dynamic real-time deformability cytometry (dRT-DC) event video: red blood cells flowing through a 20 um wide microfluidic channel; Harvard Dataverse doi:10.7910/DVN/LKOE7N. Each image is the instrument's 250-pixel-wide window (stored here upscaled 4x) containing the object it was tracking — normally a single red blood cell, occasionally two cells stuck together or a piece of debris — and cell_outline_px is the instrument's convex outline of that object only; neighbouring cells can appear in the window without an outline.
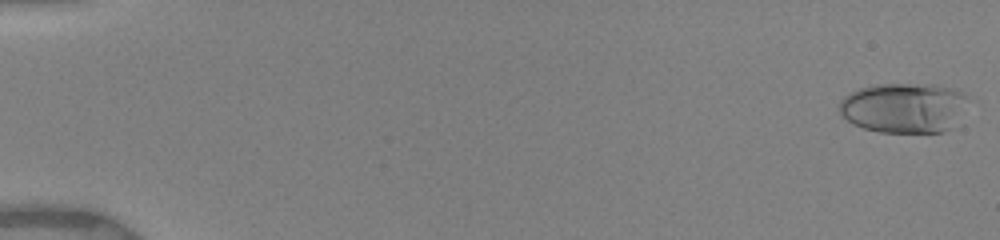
{"species": "human", "species_latin": "Homo sapiens", "temperature_condition": "warm", "stored_images_in_passage": 16, "camera_frame_rate_fps": 3000, "um_per_image_px": 0.085, "donor": {"sex": "female"}, "frame": {"image": 1, "passage_image": 1, "time_ms": 0.0, "image_size_px": [1000, 240], "cell_outline_px": [[968, 96], [952, 128], [944, 132], [880, 132], [864, 128], [852, 124], [840, 112], [840, 100], [844, 96], [860, 88], [876, 84], [932, 84], [956, 88], [964, 92]], "centroid_in_image_um": [76.83, 9.15], "position_along_channel_um": 8.2, "area_um2": 37.45}}